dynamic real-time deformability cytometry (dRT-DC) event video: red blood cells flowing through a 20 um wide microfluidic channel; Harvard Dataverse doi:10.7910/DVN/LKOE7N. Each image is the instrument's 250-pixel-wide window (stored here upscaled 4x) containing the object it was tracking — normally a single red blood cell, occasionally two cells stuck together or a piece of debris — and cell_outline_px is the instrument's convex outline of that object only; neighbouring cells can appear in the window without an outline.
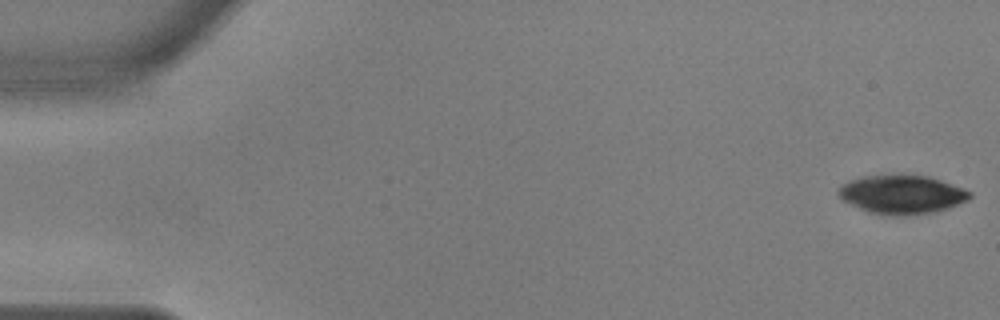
{"species": "common noctule bat (a hibernating species)", "species_latin": "Nyctalus noctula", "temperature_condition": "warm", "stored_images_in_passage": 55, "camera_frame_rate_fps": 3000, "um_per_image_px": 0.085, "animal": {"sex": "male", "body_mass_g": 17.9, "forearm_length_mm": 54.2}, "frame": {"image": 1, "passage_image": 1, "time_ms": 0.0, "image_size_px": [1000, 320], "cell_outline_px": [[972, 196], [968, 200], [948, 208], [932, 212], [908, 216], [888, 216], [868, 212], [840, 200], [836, 196], [836, 192], [840, 184], [848, 180], [864, 176], [928, 176], [964, 188], [972, 192]], "centroid_in_image_um": [76.6, 16.55], "position_along_channel_um": 8.4, "area_um2": 29.88}}
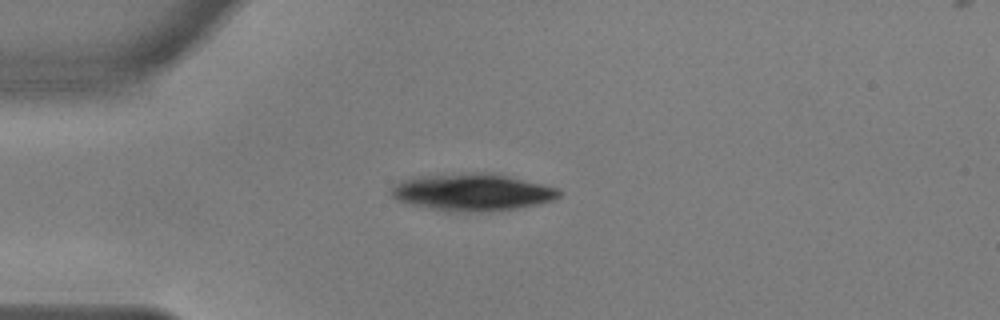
{"frame": {"image": 2, "passage_image": 14, "time_ms": 4.333, "image_size_px": [1000, 320], "cell_outline_px": [[560, 196], [556, 200], [540, 204], [516, 208], [480, 212], [448, 212], [408, 204], [396, 200], [388, 192], [396, 184], [404, 180], [420, 176], [472, 172], [480, 172], [508, 176], [560, 188]], "centroid_in_image_um": [40.15, 16.35], "position_along_channel_um": 44.8, "area_um2": 36.53}}
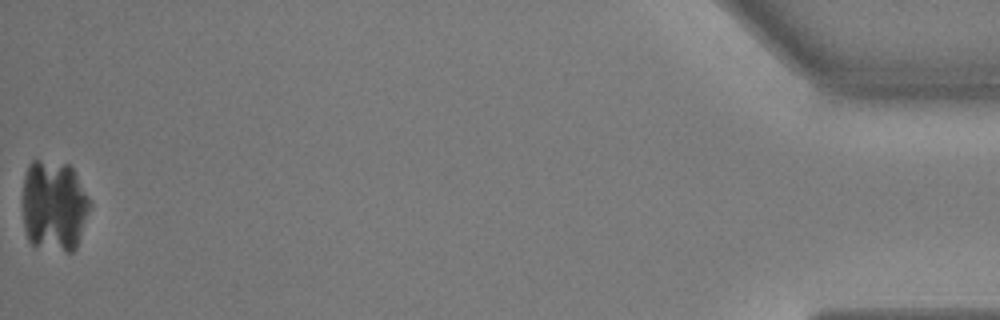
{"frame": {"image": 3, "passage_image": 55, "time_ms": 18.0, "image_size_px": [1000, 320], "cell_outline_px": [[92, 204], [76, 248], [72, 252], [64, 252], [32, 244], [28, 240], [24, 228], [20, 204], [20, 200], [24, 176], [28, 164], [32, 160], [40, 160], [68, 164], [72, 168], [92, 200]], "centroid_in_image_um": [4.57, 17.48], "position_along_channel_um": 430.6, "area_um2": 36.82}}